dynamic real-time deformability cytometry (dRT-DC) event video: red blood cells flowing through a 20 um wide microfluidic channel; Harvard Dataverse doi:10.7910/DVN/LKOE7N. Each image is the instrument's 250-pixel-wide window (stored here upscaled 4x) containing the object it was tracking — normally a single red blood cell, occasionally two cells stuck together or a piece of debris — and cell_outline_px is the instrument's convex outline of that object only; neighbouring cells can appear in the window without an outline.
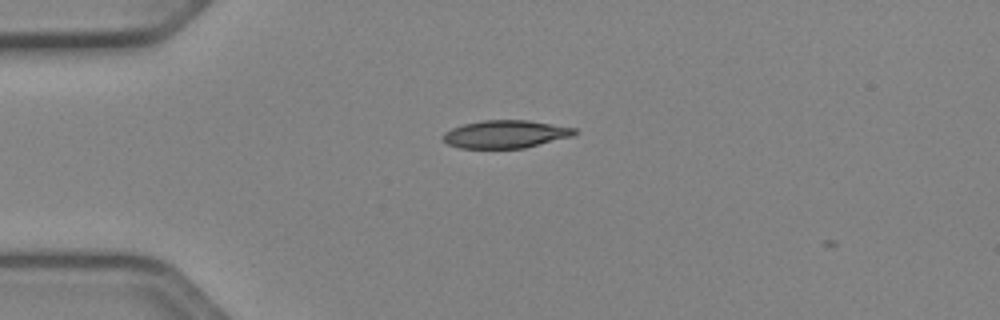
{"species": "Egyptian fruit bat (a non-hibernating species)", "species_latin": "Rousettus aegyptiacus", "temperature_condition": "cold", "stored_images_in_passage": 3, "camera_frame_rate_fps": 3000, "um_per_image_px": 0.085, "animal": {"sex": "female"}, "frame": {"image": 1, "passage_image": 1, "time_ms": 0.0, "image_size_px": [1000, 320], "cell_outline_px": [[576, 132], [572, 136], [524, 148], [460, 148], [448, 144], [440, 136], [444, 132], [452, 128], [464, 124], [484, 120], [528, 120], [576, 128]], "centroid_in_image_um": [42.94, 11.4], "position_along_channel_um": 42.1, "area_um2": 21.21}}